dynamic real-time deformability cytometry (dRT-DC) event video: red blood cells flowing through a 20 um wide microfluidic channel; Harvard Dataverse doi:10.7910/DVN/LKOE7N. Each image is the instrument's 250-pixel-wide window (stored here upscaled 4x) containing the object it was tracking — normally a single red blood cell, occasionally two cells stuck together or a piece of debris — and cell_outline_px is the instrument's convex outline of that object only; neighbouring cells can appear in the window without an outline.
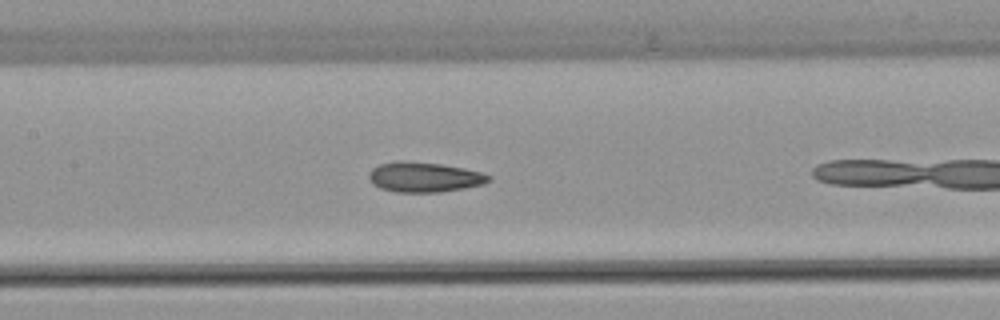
{"species": "common noctule bat (a hibernating species)", "species_latin": "Nyctalus noctula", "temperature_condition": "warm", "stored_images_in_passage": 14, "camera_frame_rate_fps": 3000, "um_per_image_px": 0.085, "animal": {"sex": "female", "body_mass_g": 22.7, "forearm_length_mm": 54.2}, "frame": {"image": 1, "passage_image": 10, "time_ms": 3.0, "image_size_px": [1000, 320], "cell_outline_px": [[492, 180], [484, 184], [464, 188], [440, 192], [396, 192], [380, 188], [368, 176], [368, 172], [372, 168], [380, 164], [400, 160], [440, 164], [464, 168], [480, 172], [492, 176]], "centroid_in_image_um": [36.09, 15.05], "position_along_channel_um": 171.3, "area_um2": 20.87}}